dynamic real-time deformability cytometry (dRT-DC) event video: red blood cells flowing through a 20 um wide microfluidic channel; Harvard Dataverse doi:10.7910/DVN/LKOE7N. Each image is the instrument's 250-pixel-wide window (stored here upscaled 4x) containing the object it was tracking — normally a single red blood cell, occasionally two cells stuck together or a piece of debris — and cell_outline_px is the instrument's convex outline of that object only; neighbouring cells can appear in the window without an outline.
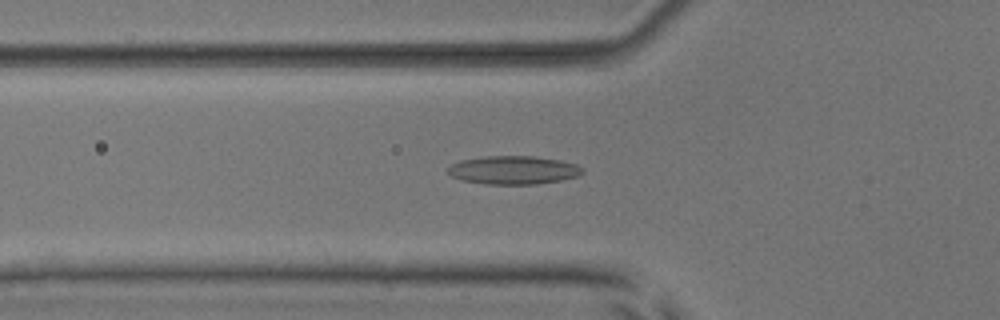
{"species": "common noctule bat (a hibernating species)", "species_latin": "Nyctalus noctula", "temperature_condition": "room temperature", "stored_images_in_passage": 55, "camera_frame_rate_fps": 3000, "um_per_image_px": 0.085, "animal": {"sex": "male", "body_mass_g": 17.9, "forearm_length_mm": 54.2}, "frame": {"image": 1, "passage_image": 20, "time_ms": 6.333, "image_size_px": [1000, 320], "cell_outline_px": [[584, 172], [576, 176], [560, 180], [536, 184], [484, 184], [464, 180], [452, 176], [448, 172], [448, 168], [452, 164], [460, 160], [484, 156], [532, 156], [560, 160], [576, 164], [584, 168]], "centroid_in_image_um": [43.65, 14.45], "position_along_channel_um": 82.2, "area_um2": 22.14}}
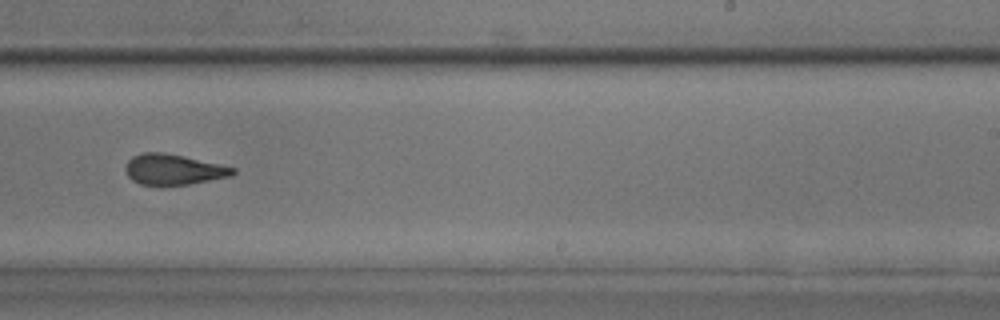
{"frame": {"image": 2, "passage_image": 35, "time_ms": 11.333, "image_size_px": [1000, 320], "cell_outline_px": [[236, 172], [232, 176], [188, 184], [140, 184], [132, 180], [128, 176], [124, 168], [128, 160], [132, 156], [144, 152], [164, 152], [184, 156], [220, 164], [236, 168]], "centroid_in_image_um": [14.74, 14.39], "position_along_channel_um": 274.3, "area_um2": 19.02}}
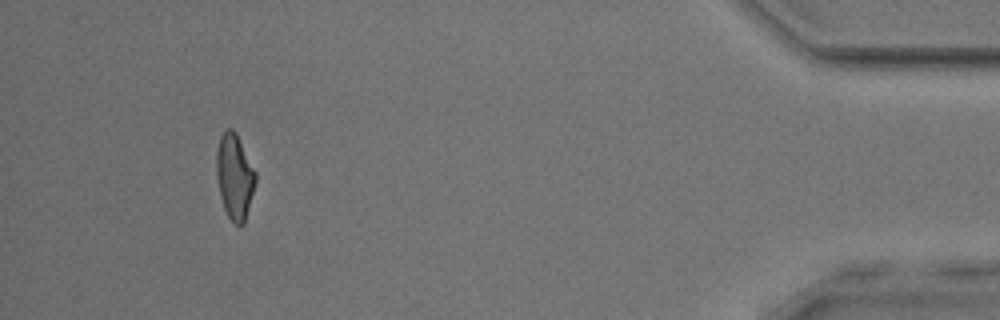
{"frame": {"image": 3, "passage_image": 51, "time_ms": 16.667, "image_size_px": [1000, 320], "cell_outline_px": [[256, 180], [244, 224], [240, 228], [228, 216], [224, 208], [220, 196], [216, 176], [216, 152], [220, 136], [224, 128], [232, 128], [236, 132], [256, 172]], "centroid_in_image_um": [19.93, 14.98], "position_along_channel_um": 415.3, "area_um2": 19.54}, "authors_computed_cell_mechanics": {"area_um2": 20.1144, "velocity_mm_per_s": 3.8511, "shape_relaxation_time_tau1_ms": null, "shape_relaxation_time_tau2_ms": 2.4308, "deformation_change_tau1": null, "deformation_change_tau2": 0.1069}}